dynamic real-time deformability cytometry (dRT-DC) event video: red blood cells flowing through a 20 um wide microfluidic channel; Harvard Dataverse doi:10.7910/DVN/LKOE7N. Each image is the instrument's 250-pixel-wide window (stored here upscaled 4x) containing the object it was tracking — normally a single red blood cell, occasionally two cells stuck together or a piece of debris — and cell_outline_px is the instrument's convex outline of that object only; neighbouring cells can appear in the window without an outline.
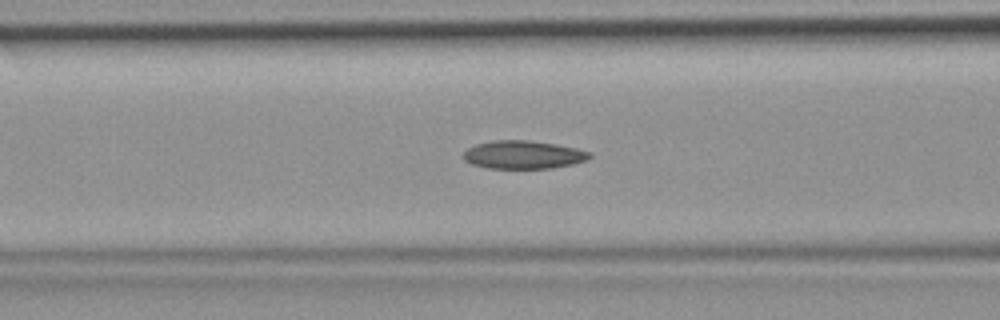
{"species": "common noctule bat (a hibernating species)", "species_latin": "Nyctalus noctula", "temperature_condition": "room temperature", "stored_images_in_passage": 38, "camera_frame_rate_fps": 3000, "um_per_image_px": 0.085, "animal": {"sex": "female", "body_mass_g": 19.9}, "frame": {"image": 1, "passage_image": 12, "time_ms": 3.667, "image_size_px": [1000, 320], "cell_outline_px": [[592, 156], [588, 160], [572, 164], [552, 168], [488, 168], [472, 164], [464, 160], [464, 152], [468, 148], [476, 144], [492, 140], [528, 140], [556, 144], [576, 148], [592, 152]], "centroid_in_image_um": [44.51, 13.15], "position_along_channel_um": 122.1, "area_um2": 20.75}}
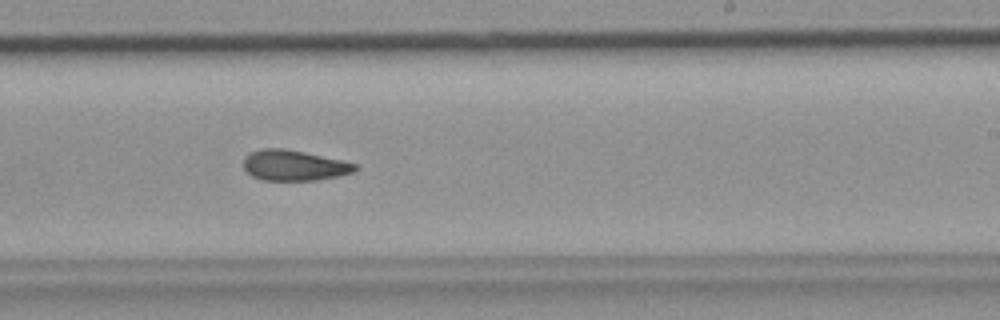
{"frame": {"image": 2, "passage_image": 22, "time_ms": 7.0, "image_size_px": [1000, 320], "cell_outline_px": [[360, 168], [356, 172], [340, 176], [316, 180], [264, 180], [252, 176], [244, 168], [244, 156], [252, 152], [264, 148], [284, 148], [304, 152], [340, 160], [356, 164]], "centroid_in_image_um": [25.03, 14.06], "position_along_channel_um": 264.0, "area_um2": 19.83}}